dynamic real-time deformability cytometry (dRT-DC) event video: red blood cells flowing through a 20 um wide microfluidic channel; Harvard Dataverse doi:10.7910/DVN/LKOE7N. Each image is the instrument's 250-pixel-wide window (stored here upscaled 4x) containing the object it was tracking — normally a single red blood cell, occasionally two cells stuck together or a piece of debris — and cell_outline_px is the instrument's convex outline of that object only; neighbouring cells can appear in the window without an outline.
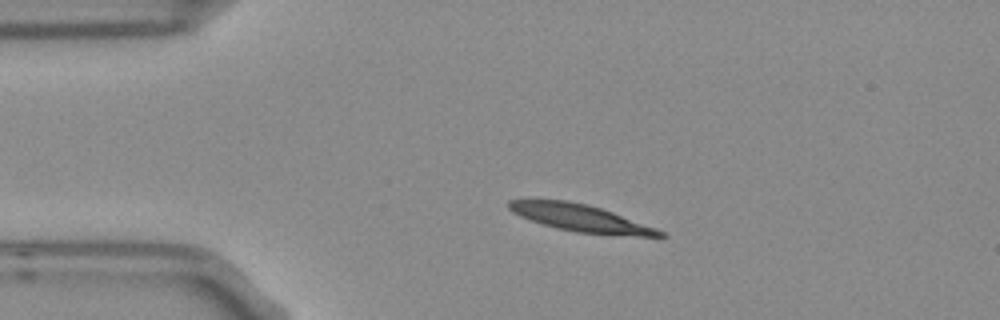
{"species": "Egyptian fruit bat (a non-hibernating species)", "species_latin": "Rousettus aegyptiacus", "temperature_condition": "room temperature", "stored_images_in_passage": 2, "camera_frame_rate_fps": 3000, "um_per_image_px": 0.085, "frame": {"image": 1, "passage_image": 1, "time_ms": 0.0, "image_size_px": [1000, 320], "cell_outline_px": [[668, 236], [636, 236], [576, 232], [556, 228], [528, 220], [512, 212], [508, 208], [508, 200], [568, 200], [588, 204], [612, 212], [656, 228], [664, 232]], "centroid_in_image_um": [49.32, 18.53], "position_along_channel_um": 35.7, "area_um2": 23.64}}